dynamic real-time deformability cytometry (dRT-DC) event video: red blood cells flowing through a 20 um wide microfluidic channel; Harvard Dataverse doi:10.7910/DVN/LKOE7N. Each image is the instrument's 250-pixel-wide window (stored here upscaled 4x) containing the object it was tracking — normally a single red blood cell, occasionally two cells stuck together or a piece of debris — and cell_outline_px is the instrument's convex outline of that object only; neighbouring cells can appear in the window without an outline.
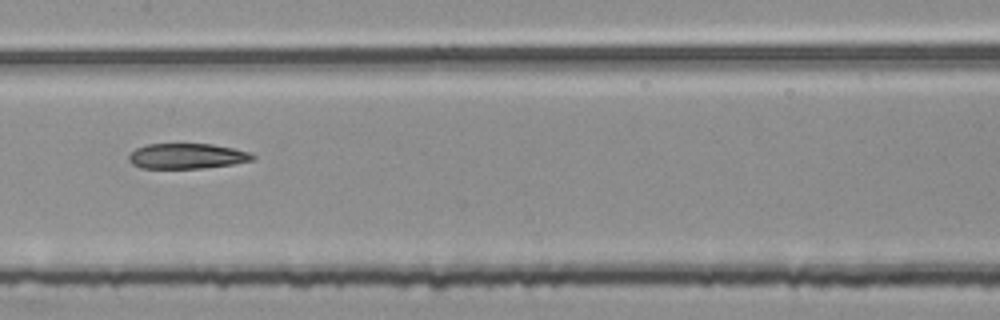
{"species": "common noctule bat (a hibernating species)", "species_latin": "Nyctalus noctula", "temperature_condition": "room temperature", "stored_images_in_passage": 54, "segment_of_instrument_passage": [2, 2], "camera_frame_rate_fps": 3000, "um_per_image_px": 0.085, "animal": {"sex": "female", "body_mass_g": 25.1}, "frame": {"image": 1, "passage_image": 27, "time_ms": 8.667, "image_size_px": [1000, 320], "cell_outline_px": [[256, 156], [252, 160], [232, 164], [204, 168], [140, 168], [132, 164], [128, 160], [128, 156], [136, 148], [148, 144], [212, 144], [252, 152]], "centroid_in_image_um": [15.89, 13.27], "position_along_channel_um": 191.5, "area_um2": 18.26}}
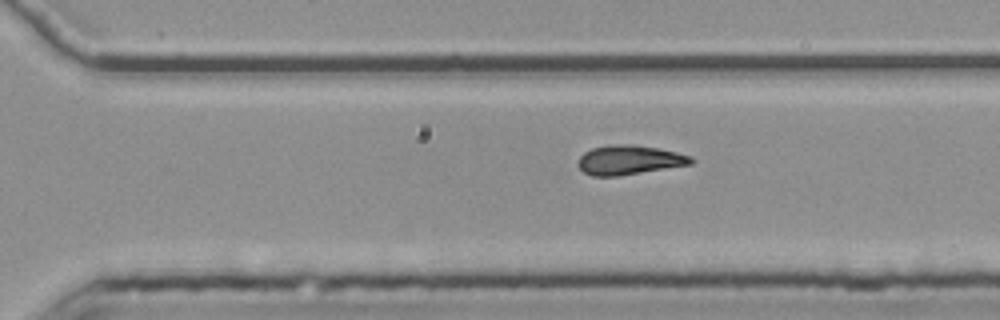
{"frame": {"image": 2, "passage_image": 37, "time_ms": 12.0, "image_size_px": [1000, 320], "cell_outline_px": [[696, 160], [692, 164], [620, 176], [592, 176], [584, 172], [576, 164], [580, 156], [584, 152], [592, 148], [612, 144], [628, 144], [656, 148], [676, 152], [692, 156]], "centroid_in_image_um": [53.48, 13.6], "position_along_channel_um": 317.1, "area_um2": 19.42}}
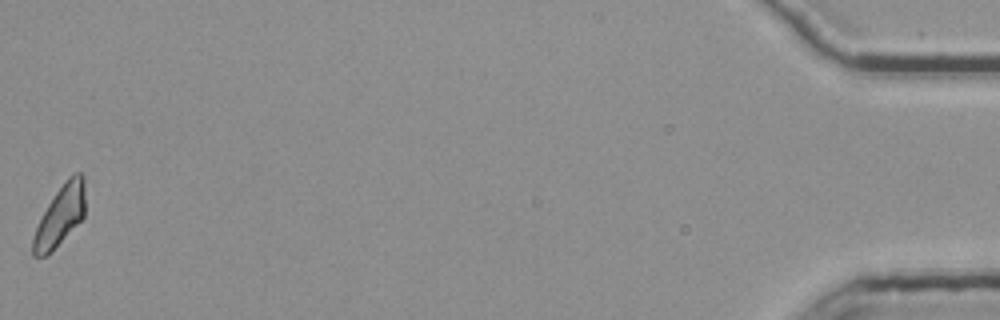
{"frame": {"image": 3, "passage_image": 54, "time_ms": 17.667, "image_size_px": [1000, 320], "cell_outline_px": [[84, 216], [52, 252], [44, 256], [32, 256], [32, 236], [48, 204], [56, 192], [68, 176], [72, 172], [80, 172], [84, 176]], "centroid_in_image_um": [5.11, 18.33], "position_along_channel_um": 430.1, "area_um2": 18.15}}